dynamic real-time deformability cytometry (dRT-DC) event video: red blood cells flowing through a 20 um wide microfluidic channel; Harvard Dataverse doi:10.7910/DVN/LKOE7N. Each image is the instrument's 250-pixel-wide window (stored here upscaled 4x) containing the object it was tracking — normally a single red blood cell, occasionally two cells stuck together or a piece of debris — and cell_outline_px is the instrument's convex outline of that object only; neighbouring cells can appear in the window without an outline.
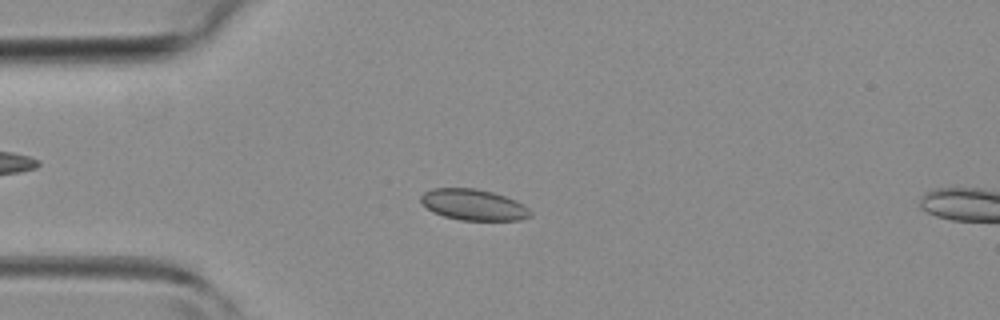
{"species": "common noctule bat (a hibernating species)", "species_latin": "Nyctalus noctula", "temperature_condition": "room temperature", "stored_images_in_passage": 46, "camera_frame_rate_fps": 3000, "um_per_image_px": 0.085, "animal": {"sex": "female", "body_mass_g": 19.3, "forearm_length_mm": 54.1}, "frame": {"image": 1, "passage_image": 11, "time_ms": 3.333, "image_size_px": [1000, 320], "cell_outline_px": [[532, 216], [520, 220], [460, 220], [444, 216], [432, 212], [420, 204], [420, 196], [424, 192], [432, 188], [476, 188], [492, 192], [516, 200], [524, 204], [532, 212]], "centroid_in_image_um": [40.23, 17.4], "position_along_channel_um": 44.8, "area_um2": 20.06}}
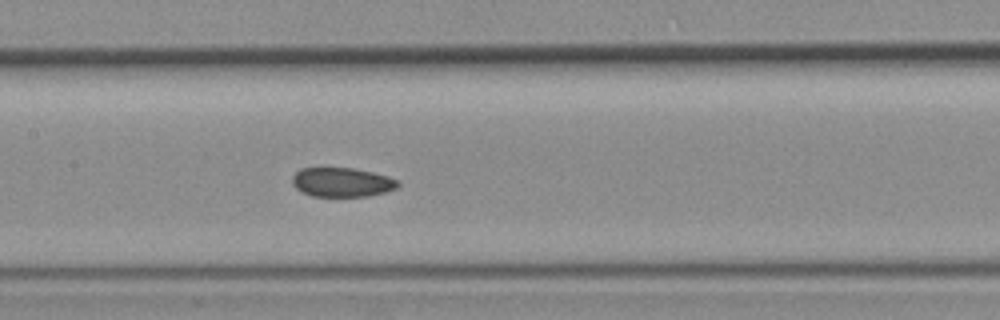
{"frame": {"image": 2, "passage_image": 21, "time_ms": 6.667, "image_size_px": [1000, 320], "cell_outline_px": [[400, 184], [396, 188], [384, 192], [368, 196], [312, 196], [296, 188], [292, 184], [292, 176], [300, 168], [352, 168], [372, 172], [388, 176], [400, 180]], "centroid_in_image_um": [29.08, 15.48], "position_along_channel_um": 178.3, "area_um2": 17.98}}
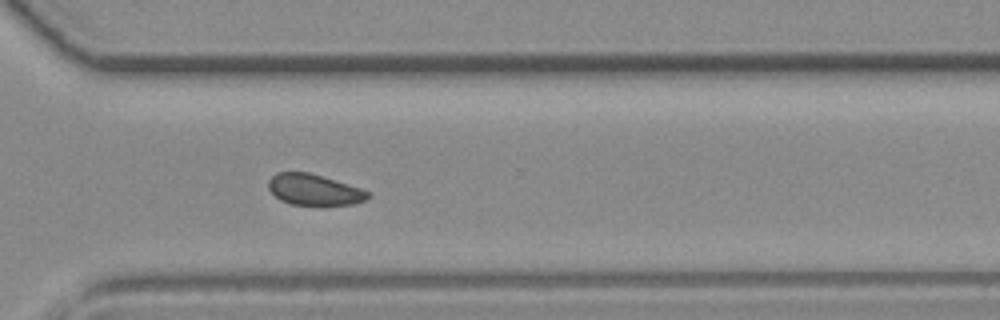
{"frame": {"image": 3, "passage_image": 32, "time_ms": 10.333, "image_size_px": [1000, 320], "cell_outline_px": [[372, 196], [364, 200], [352, 204], [288, 204], [280, 200], [268, 188], [268, 180], [276, 172], [308, 172], [360, 188], [372, 192]], "centroid_in_image_um": [26.69, 16.12], "position_along_channel_um": 343.9, "area_um2": 17.74}}